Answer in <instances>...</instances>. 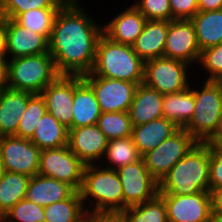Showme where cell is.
<instances>
[{
	"label": "cell",
	"instance_id": "6da1fadb",
	"mask_svg": "<svg viewBox=\"0 0 222 222\" xmlns=\"http://www.w3.org/2000/svg\"><path fill=\"white\" fill-rule=\"evenodd\" d=\"M79 0H68L58 11L49 39V54L60 75L90 73L103 34V24ZM83 8H82V7Z\"/></svg>",
	"mask_w": 222,
	"mask_h": 222
},
{
	"label": "cell",
	"instance_id": "7a4b0ae2",
	"mask_svg": "<svg viewBox=\"0 0 222 222\" xmlns=\"http://www.w3.org/2000/svg\"><path fill=\"white\" fill-rule=\"evenodd\" d=\"M210 145L197 142L159 182L158 194L190 195L209 188Z\"/></svg>",
	"mask_w": 222,
	"mask_h": 222
},
{
	"label": "cell",
	"instance_id": "3957f363",
	"mask_svg": "<svg viewBox=\"0 0 222 222\" xmlns=\"http://www.w3.org/2000/svg\"><path fill=\"white\" fill-rule=\"evenodd\" d=\"M144 63L131 45L117 43L102 34L90 74L139 85L144 79Z\"/></svg>",
	"mask_w": 222,
	"mask_h": 222
},
{
	"label": "cell",
	"instance_id": "277c9868",
	"mask_svg": "<svg viewBox=\"0 0 222 222\" xmlns=\"http://www.w3.org/2000/svg\"><path fill=\"white\" fill-rule=\"evenodd\" d=\"M81 199L87 212L123 210V191L116 170L100 164L85 165Z\"/></svg>",
	"mask_w": 222,
	"mask_h": 222
},
{
	"label": "cell",
	"instance_id": "5b68a950",
	"mask_svg": "<svg viewBox=\"0 0 222 222\" xmlns=\"http://www.w3.org/2000/svg\"><path fill=\"white\" fill-rule=\"evenodd\" d=\"M199 78L197 81L194 78V83L190 84L194 92L195 107L192 119L184 129L198 142H206L216 131L222 114V82L199 81Z\"/></svg>",
	"mask_w": 222,
	"mask_h": 222
},
{
	"label": "cell",
	"instance_id": "8992f818",
	"mask_svg": "<svg viewBox=\"0 0 222 222\" xmlns=\"http://www.w3.org/2000/svg\"><path fill=\"white\" fill-rule=\"evenodd\" d=\"M60 74L49 53L8 59L7 87L40 94Z\"/></svg>",
	"mask_w": 222,
	"mask_h": 222
},
{
	"label": "cell",
	"instance_id": "52a82bcc",
	"mask_svg": "<svg viewBox=\"0 0 222 222\" xmlns=\"http://www.w3.org/2000/svg\"><path fill=\"white\" fill-rule=\"evenodd\" d=\"M192 68L176 59L166 57L150 59L144 63L143 83L163 95L178 93L186 90L193 82L195 75L192 74Z\"/></svg>",
	"mask_w": 222,
	"mask_h": 222
},
{
	"label": "cell",
	"instance_id": "ba28073f",
	"mask_svg": "<svg viewBox=\"0 0 222 222\" xmlns=\"http://www.w3.org/2000/svg\"><path fill=\"white\" fill-rule=\"evenodd\" d=\"M198 141L185 129L179 128L158 147L142 156L147 170L158 181L181 160Z\"/></svg>",
	"mask_w": 222,
	"mask_h": 222
},
{
	"label": "cell",
	"instance_id": "9c48e42d",
	"mask_svg": "<svg viewBox=\"0 0 222 222\" xmlns=\"http://www.w3.org/2000/svg\"><path fill=\"white\" fill-rule=\"evenodd\" d=\"M84 168L68 145L41 150L38 174L66 182L76 191L81 189Z\"/></svg>",
	"mask_w": 222,
	"mask_h": 222
},
{
	"label": "cell",
	"instance_id": "30bf717a",
	"mask_svg": "<svg viewBox=\"0 0 222 222\" xmlns=\"http://www.w3.org/2000/svg\"><path fill=\"white\" fill-rule=\"evenodd\" d=\"M82 79L92 88L101 112H128L137 83L87 73Z\"/></svg>",
	"mask_w": 222,
	"mask_h": 222
},
{
	"label": "cell",
	"instance_id": "8fae6325",
	"mask_svg": "<svg viewBox=\"0 0 222 222\" xmlns=\"http://www.w3.org/2000/svg\"><path fill=\"white\" fill-rule=\"evenodd\" d=\"M123 191V210L153 199L159 192V182L149 173L143 158L116 170Z\"/></svg>",
	"mask_w": 222,
	"mask_h": 222
},
{
	"label": "cell",
	"instance_id": "7c38bea8",
	"mask_svg": "<svg viewBox=\"0 0 222 222\" xmlns=\"http://www.w3.org/2000/svg\"><path fill=\"white\" fill-rule=\"evenodd\" d=\"M0 151L4 171L28 177L38 174L41 150L30 139L1 136Z\"/></svg>",
	"mask_w": 222,
	"mask_h": 222
},
{
	"label": "cell",
	"instance_id": "4fadbf2b",
	"mask_svg": "<svg viewBox=\"0 0 222 222\" xmlns=\"http://www.w3.org/2000/svg\"><path fill=\"white\" fill-rule=\"evenodd\" d=\"M200 54L191 20L172 19L169 21L163 57L176 59L194 67L198 64Z\"/></svg>",
	"mask_w": 222,
	"mask_h": 222
},
{
	"label": "cell",
	"instance_id": "5bb4252c",
	"mask_svg": "<svg viewBox=\"0 0 222 222\" xmlns=\"http://www.w3.org/2000/svg\"><path fill=\"white\" fill-rule=\"evenodd\" d=\"M159 195L165 202L168 222H207L212 212L211 194L207 191L190 195Z\"/></svg>",
	"mask_w": 222,
	"mask_h": 222
},
{
	"label": "cell",
	"instance_id": "9a60e30c",
	"mask_svg": "<svg viewBox=\"0 0 222 222\" xmlns=\"http://www.w3.org/2000/svg\"><path fill=\"white\" fill-rule=\"evenodd\" d=\"M6 31V57L39 55L49 53V41L38 33L22 27L14 19L1 18Z\"/></svg>",
	"mask_w": 222,
	"mask_h": 222
},
{
	"label": "cell",
	"instance_id": "2e32d148",
	"mask_svg": "<svg viewBox=\"0 0 222 222\" xmlns=\"http://www.w3.org/2000/svg\"><path fill=\"white\" fill-rule=\"evenodd\" d=\"M108 139L96 124L69 129L68 146L85 164H99L104 157Z\"/></svg>",
	"mask_w": 222,
	"mask_h": 222
},
{
	"label": "cell",
	"instance_id": "e0dca14e",
	"mask_svg": "<svg viewBox=\"0 0 222 222\" xmlns=\"http://www.w3.org/2000/svg\"><path fill=\"white\" fill-rule=\"evenodd\" d=\"M47 112L67 128L72 123L74 75H59L42 91Z\"/></svg>",
	"mask_w": 222,
	"mask_h": 222
},
{
	"label": "cell",
	"instance_id": "ac0fdd59",
	"mask_svg": "<svg viewBox=\"0 0 222 222\" xmlns=\"http://www.w3.org/2000/svg\"><path fill=\"white\" fill-rule=\"evenodd\" d=\"M125 8L117 11L118 14L106 24L103 23V34L117 43L132 45L143 31L147 19L132 3Z\"/></svg>",
	"mask_w": 222,
	"mask_h": 222
},
{
	"label": "cell",
	"instance_id": "d6986e66",
	"mask_svg": "<svg viewBox=\"0 0 222 222\" xmlns=\"http://www.w3.org/2000/svg\"><path fill=\"white\" fill-rule=\"evenodd\" d=\"M72 114V123L68 130L97 124L101 115L99 103L92 88L79 75H74Z\"/></svg>",
	"mask_w": 222,
	"mask_h": 222
},
{
	"label": "cell",
	"instance_id": "ffe728a7",
	"mask_svg": "<svg viewBox=\"0 0 222 222\" xmlns=\"http://www.w3.org/2000/svg\"><path fill=\"white\" fill-rule=\"evenodd\" d=\"M32 95L28 91L8 87L0 91V137L17 133L19 121Z\"/></svg>",
	"mask_w": 222,
	"mask_h": 222
},
{
	"label": "cell",
	"instance_id": "44dd1931",
	"mask_svg": "<svg viewBox=\"0 0 222 222\" xmlns=\"http://www.w3.org/2000/svg\"><path fill=\"white\" fill-rule=\"evenodd\" d=\"M76 190L66 182L40 174L30 178L25 199L46 207L69 198Z\"/></svg>",
	"mask_w": 222,
	"mask_h": 222
},
{
	"label": "cell",
	"instance_id": "7402d4cb",
	"mask_svg": "<svg viewBox=\"0 0 222 222\" xmlns=\"http://www.w3.org/2000/svg\"><path fill=\"white\" fill-rule=\"evenodd\" d=\"M164 95L140 83L135 91L128 114L133 126L142 125L163 117Z\"/></svg>",
	"mask_w": 222,
	"mask_h": 222
},
{
	"label": "cell",
	"instance_id": "603a6c76",
	"mask_svg": "<svg viewBox=\"0 0 222 222\" xmlns=\"http://www.w3.org/2000/svg\"><path fill=\"white\" fill-rule=\"evenodd\" d=\"M168 28L169 21H146L143 31L131 45L144 62L163 57Z\"/></svg>",
	"mask_w": 222,
	"mask_h": 222
},
{
	"label": "cell",
	"instance_id": "cb8c5ba5",
	"mask_svg": "<svg viewBox=\"0 0 222 222\" xmlns=\"http://www.w3.org/2000/svg\"><path fill=\"white\" fill-rule=\"evenodd\" d=\"M179 129L173 122L162 117L148 123L133 126L131 138L141 156L158 147Z\"/></svg>",
	"mask_w": 222,
	"mask_h": 222
},
{
	"label": "cell",
	"instance_id": "d4e9b609",
	"mask_svg": "<svg viewBox=\"0 0 222 222\" xmlns=\"http://www.w3.org/2000/svg\"><path fill=\"white\" fill-rule=\"evenodd\" d=\"M194 107V92L191 87L178 93L165 94L162 104L163 117L184 129L192 119Z\"/></svg>",
	"mask_w": 222,
	"mask_h": 222
},
{
	"label": "cell",
	"instance_id": "484cf974",
	"mask_svg": "<svg viewBox=\"0 0 222 222\" xmlns=\"http://www.w3.org/2000/svg\"><path fill=\"white\" fill-rule=\"evenodd\" d=\"M200 51L222 43V9L198 11L191 19Z\"/></svg>",
	"mask_w": 222,
	"mask_h": 222
},
{
	"label": "cell",
	"instance_id": "4316f807",
	"mask_svg": "<svg viewBox=\"0 0 222 222\" xmlns=\"http://www.w3.org/2000/svg\"><path fill=\"white\" fill-rule=\"evenodd\" d=\"M68 135V128L46 112L37 123L34 135L30 140L40 150H44L67 146Z\"/></svg>",
	"mask_w": 222,
	"mask_h": 222
},
{
	"label": "cell",
	"instance_id": "83f0119b",
	"mask_svg": "<svg viewBox=\"0 0 222 222\" xmlns=\"http://www.w3.org/2000/svg\"><path fill=\"white\" fill-rule=\"evenodd\" d=\"M141 158L132 138L127 137L108 141L104 157L99 164L117 170L122 166L137 162Z\"/></svg>",
	"mask_w": 222,
	"mask_h": 222
},
{
	"label": "cell",
	"instance_id": "f1b7e54d",
	"mask_svg": "<svg viewBox=\"0 0 222 222\" xmlns=\"http://www.w3.org/2000/svg\"><path fill=\"white\" fill-rule=\"evenodd\" d=\"M30 178L19 173L4 171L0 179V217L20 200L25 199Z\"/></svg>",
	"mask_w": 222,
	"mask_h": 222
},
{
	"label": "cell",
	"instance_id": "f546056e",
	"mask_svg": "<svg viewBox=\"0 0 222 222\" xmlns=\"http://www.w3.org/2000/svg\"><path fill=\"white\" fill-rule=\"evenodd\" d=\"M87 213L79 191L44 207L45 222H78Z\"/></svg>",
	"mask_w": 222,
	"mask_h": 222
},
{
	"label": "cell",
	"instance_id": "4dcf8cb0",
	"mask_svg": "<svg viewBox=\"0 0 222 222\" xmlns=\"http://www.w3.org/2000/svg\"><path fill=\"white\" fill-rule=\"evenodd\" d=\"M59 10L60 8L29 9L19 14L14 20L22 27L43 35L49 41Z\"/></svg>",
	"mask_w": 222,
	"mask_h": 222
},
{
	"label": "cell",
	"instance_id": "1f68e13d",
	"mask_svg": "<svg viewBox=\"0 0 222 222\" xmlns=\"http://www.w3.org/2000/svg\"><path fill=\"white\" fill-rule=\"evenodd\" d=\"M127 222H168L163 198L157 194L153 199L125 208Z\"/></svg>",
	"mask_w": 222,
	"mask_h": 222
},
{
	"label": "cell",
	"instance_id": "d6a6232c",
	"mask_svg": "<svg viewBox=\"0 0 222 222\" xmlns=\"http://www.w3.org/2000/svg\"><path fill=\"white\" fill-rule=\"evenodd\" d=\"M96 125L108 141L131 137L133 130L128 112H101Z\"/></svg>",
	"mask_w": 222,
	"mask_h": 222
},
{
	"label": "cell",
	"instance_id": "836d02e7",
	"mask_svg": "<svg viewBox=\"0 0 222 222\" xmlns=\"http://www.w3.org/2000/svg\"><path fill=\"white\" fill-rule=\"evenodd\" d=\"M46 112L44 98L41 94H33L27 102L26 110L19 121L17 133L14 136L31 139L37 123H39V120Z\"/></svg>",
	"mask_w": 222,
	"mask_h": 222
},
{
	"label": "cell",
	"instance_id": "e575fe53",
	"mask_svg": "<svg viewBox=\"0 0 222 222\" xmlns=\"http://www.w3.org/2000/svg\"><path fill=\"white\" fill-rule=\"evenodd\" d=\"M68 0H4L0 5V18L15 19L29 9L61 8Z\"/></svg>",
	"mask_w": 222,
	"mask_h": 222
},
{
	"label": "cell",
	"instance_id": "d590c367",
	"mask_svg": "<svg viewBox=\"0 0 222 222\" xmlns=\"http://www.w3.org/2000/svg\"><path fill=\"white\" fill-rule=\"evenodd\" d=\"M197 65H199L196 68V71H198V73L193 71L194 74H196L195 76L200 75L199 70L202 69L203 70L202 72L204 73V75H207V77L204 79L201 78V80L221 81L222 80V43L202 50Z\"/></svg>",
	"mask_w": 222,
	"mask_h": 222
},
{
	"label": "cell",
	"instance_id": "8d00e7d4",
	"mask_svg": "<svg viewBox=\"0 0 222 222\" xmlns=\"http://www.w3.org/2000/svg\"><path fill=\"white\" fill-rule=\"evenodd\" d=\"M1 220L2 222H45L44 207L22 199L6 212Z\"/></svg>",
	"mask_w": 222,
	"mask_h": 222
},
{
	"label": "cell",
	"instance_id": "74e56055",
	"mask_svg": "<svg viewBox=\"0 0 222 222\" xmlns=\"http://www.w3.org/2000/svg\"><path fill=\"white\" fill-rule=\"evenodd\" d=\"M132 3L147 20L171 21L169 0H133Z\"/></svg>",
	"mask_w": 222,
	"mask_h": 222
},
{
	"label": "cell",
	"instance_id": "f35d334b",
	"mask_svg": "<svg viewBox=\"0 0 222 222\" xmlns=\"http://www.w3.org/2000/svg\"><path fill=\"white\" fill-rule=\"evenodd\" d=\"M171 20H190L198 11V0H169Z\"/></svg>",
	"mask_w": 222,
	"mask_h": 222
},
{
	"label": "cell",
	"instance_id": "ab89813d",
	"mask_svg": "<svg viewBox=\"0 0 222 222\" xmlns=\"http://www.w3.org/2000/svg\"><path fill=\"white\" fill-rule=\"evenodd\" d=\"M222 186V155L216 153L210 146L209 161V188L210 192L214 188Z\"/></svg>",
	"mask_w": 222,
	"mask_h": 222
},
{
	"label": "cell",
	"instance_id": "60d3db41",
	"mask_svg": "<svg viewBox=\"0 0 222 222\" xmlns=\"http://www.w3.org/2000/svg\"><path fill=\"white\" fill-rule=\"evenodd\" d=\"M90 222H127L124 210H98L87 212Z\"/></svg>",
	"mask_w": 222,
	"mask_h": 222
},
{
	"label": "cell",
	"instance_id": "b9f144b4",
	"mask_svg": "<svg viewBox=\"0 0 222 222\" xmlns=\"http://www.w3.org/2000/svg\"><path fill=\"white\" fill-rule=\"evenodd\" d=\"M210 194L212 212L222 213V186L214 188Z\"/></svg>",
	"mask_w": 222,
	"mask_h": 222
},
{
	"label": "cell",
	"instance_id": "7bdbcfd3",
	"mask_svg": "<svg viewBox=\"0 0 222 222\" xmlns=\"http://www.w3.org/2000/svg\"><path fill=\"white\" fill-rule=\"evenodd\" d=\"M199 11H214L222 9V0H198Z\"/></svg>",
	"mask_w": 222,
	"mask_h": 222
},
{
	"label": "cell",
	"instance_id": "ee69618b",
	"mask_svg": "<svg viewBox=\"0 0 222 222\" xmlns=\"http://www.w3.org/2000/svg\"><path fill=\"white\" fill-rule=\"evenodd\" d=\"M8 58H0V90L7 88Z\"/></svg>",
	"mask_w": 222,
	"mask_h": 222
},
{
	"label": "cell",
	"instance_id": "f6af8a7d",
	"mask_svg": "<svg viewBox=\"0 0 222 222\" xmlns=\"http://www.w3.org/2000/svg\"><path fill=\"white\" fill-rule=\"evenodd\" d=\"M0 58L6 57V31L4 21L0 18Z\"/></svg>",
	"mask_w": 222,
	"mask_h": 222
},
{
	"label": "cell",
	"instance_id": "bcb514c9",
	"mask_svg": "<svg viewBox=\"0 0 222 222\" xmlns=\"http://www.w3.org/2000/svg\"><path fill=\"white\" fill-rule=\"evenodd\" d=\"M207 144L218 154L222 155V137H210L207 141Z\"/></svg>",
	"mask_w": 222,
	"mask_h": 222
},
{
	"label": "cell",
	"instance_id": "7dc6e473",
	"mask_svg": "<svg viewBox=\"0 0 222 222\" xmlns=\"http://www.w3.org/2000/svg\"><path fill=\"white\" fill-rule=\"evenodd\" d=\"M207 222H222V213L211 212Z\"/></svg>",
	"mask_w": 222,
	"mask_h": 222
},
{
	"label": "cell",
	"instance_id": "c3c4849f",
	"mask_svg": "<svg viewBox=\"0 0 222 222\" xmlns=\"http://www.w3.org/2000/svg\"><path fill=\"white\" fill-rule=\"evenodd\" d=\"M211 137H222V114L218 123V127Z\"/></svg>",
	"mask_w": 222,
	"mask_h": 222
},
{
	"label": "cell",
	"instance_id": "681fc988",
	"mask_svg": "<svg viewBox=\"0 0 222 222\" xmlns=\"http://www.w3.org/2000/svg\"><path fill=\"white\" fill-rule=\"evenodd\" d=\"M3 173H4V167H3L1 151H0V179L2 178Z\"/></svg>",
	"mask_w": 222,
	"mask_h": 222
},
{
	"label": "cell",
	"instance_id": "f907efd6",
	"mask_svg": "<svg viewBox=\"0 0 222 222\" xmlns=\"http://www.w3.org/2000/svg\"><path fill=\"white\" fill-rule=\"evenodd\" d=\"M78 222H90L88 214L86 213Z\"/></svg>",
	"mask_w": 222,
	"mask_h": 222
}]
</instances>
